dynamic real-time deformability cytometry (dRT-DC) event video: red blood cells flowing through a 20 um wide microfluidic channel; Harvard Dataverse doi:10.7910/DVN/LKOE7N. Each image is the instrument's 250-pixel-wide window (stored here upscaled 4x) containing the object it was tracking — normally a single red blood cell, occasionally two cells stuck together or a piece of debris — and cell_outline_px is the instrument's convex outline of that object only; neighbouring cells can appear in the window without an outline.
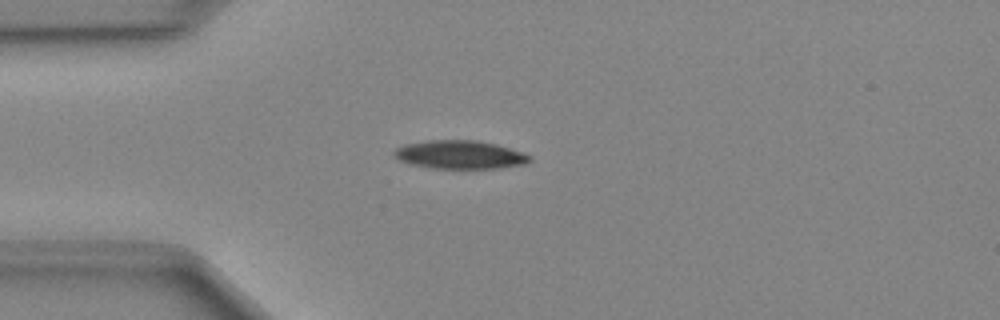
{"species": "Egyptian fruit bat (a non-hibernating species)", "species_latin": "Rousettus aegyptiacus", "temperature_condition": "cold", "stored_images_in_passage": 37, "camera_frame_rate_fps": 3000, "um_per_image_px": 0.085, "animal": {"sex": "female"}, "frame": {"image": 1, "passage_image": 1, "time_ms": 0.0, "image_size_px": [1000, 320], "cell_outline_px": [[532, 160], [524, 164], [500, 168], [432, 168], [408, 164], [392, 156], [392, 152], [396, 148], [404, 144], [428, 140], [476, 140], [496, 144], [532, 156]], "centroid_in_image_um": [39.04, 13.15], "position_along_channel_um": 46.0, "area_um2": 22.48}}
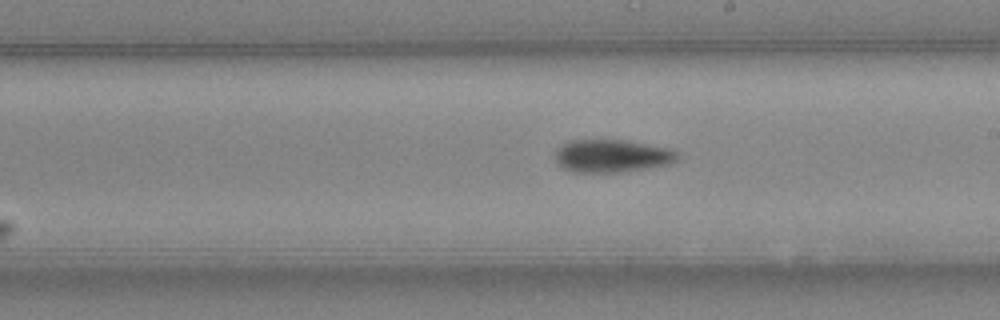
{"frame": {"image": 2, "passage_image": 16, "time_ms": 5.0, "image_size_px": [1000, 320], "cell_outline_px": [[676, 160], [672, 164], [620, 172], [576, 172], [564, 168], [556, 160], [556, 152], [560, 144], [568, 140], [624, 140], [664, 148], [676, 152]], "centroid_in_image_um": [51.96, 13.25], "position_along_channel_um": 237.0, "area_um2": 22.95}}
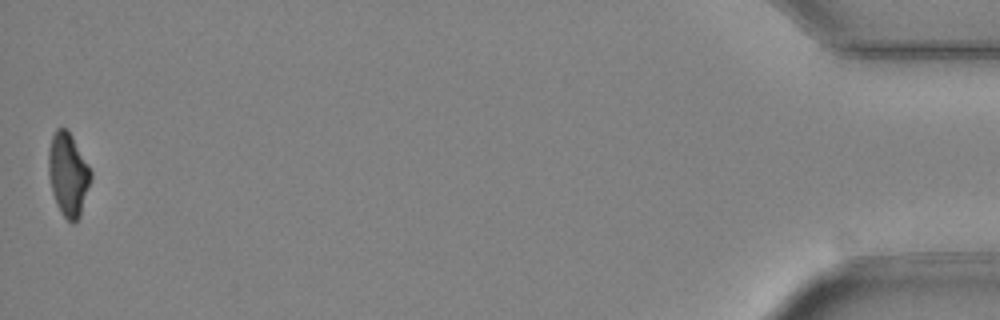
{"frame": {"image": 3, "passage_image": 37, "time_ms": 12.0, "image_size_px": [1000, 320], "cell_outline_px": [[92, 176], [80, 216], [72, 224], [64, 216], [56, 204], [52, 192], [48, 172], [48, 152], [52, 136], [56, 128], [68, 128], [88, 164], [92, 172]], "centroid_in_image_um": [5.79, 14.8], "position_along_channel_um": 429.4, "area_um2": 20.52}}